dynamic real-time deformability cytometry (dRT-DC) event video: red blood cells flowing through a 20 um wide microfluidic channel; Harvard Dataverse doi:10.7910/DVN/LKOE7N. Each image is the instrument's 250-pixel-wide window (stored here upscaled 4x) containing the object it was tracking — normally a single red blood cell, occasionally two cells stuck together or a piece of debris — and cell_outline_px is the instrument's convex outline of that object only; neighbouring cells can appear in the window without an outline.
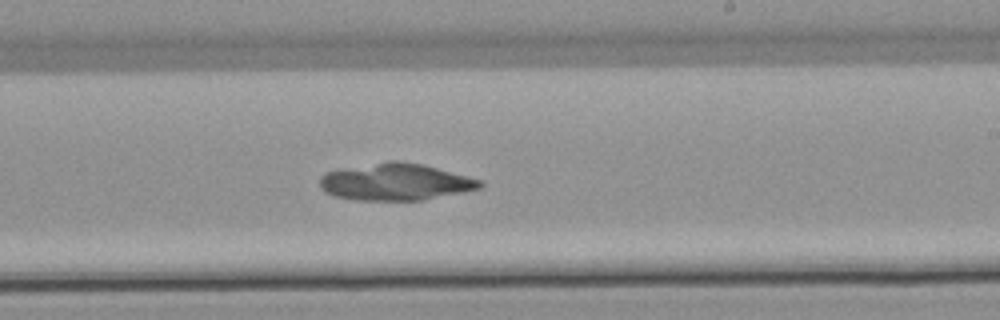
{"species": "common noctule bat (a hibernating species)", "species_latin": "Nyctalus noctula", "temperature_condition": "warm", "stored_images_in_passage": 32, "camera_frame_rate_fps": 3000, "um_per_image_px": 0.085, "animal": {"sex": "male", "body_mass_g": 21.5, "forearm_length_mm": 52.0}, "frame": {"image": 1, "passage_image": 15, "time_ms": 4.667, "image_size_px": [1000, 320], "cell_outline_px": [[484, 184], [480, 188], [464, 192], [424, 200], [356, 200], [332, 196], [324, 192], [320, 188], [320, 176], [324, 172], [340, 168], [388, 160], [400, 160], [424, 164], [480, 180]], "centroid_in_image_um": [33.56, 15.45], "position_along_channel_um": 255.4, "area_um2": 34.91}}
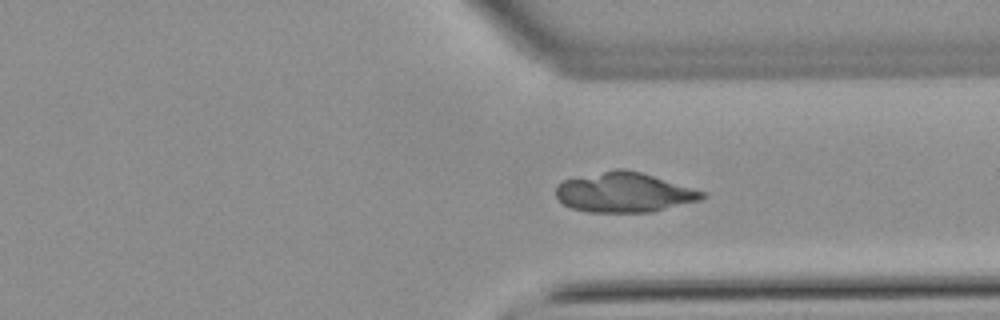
{"frame": {"image": 2, "passage_image": 23, "time_ms": 7.333, "image_size_px": [1000, 320], "cell_outline_px": [[708, 196], [700, 200], [652, 212], [588, 212], [572, 208], [564, 204], [556, 196], [556, 184], [564, 180], [616, 168], [624, 168], [640, 172], [704, 192]], "centroid_in_image_um": [53.03, 16.36], "position_along_channel_um": 358.4, "area_um2": 33.64}}
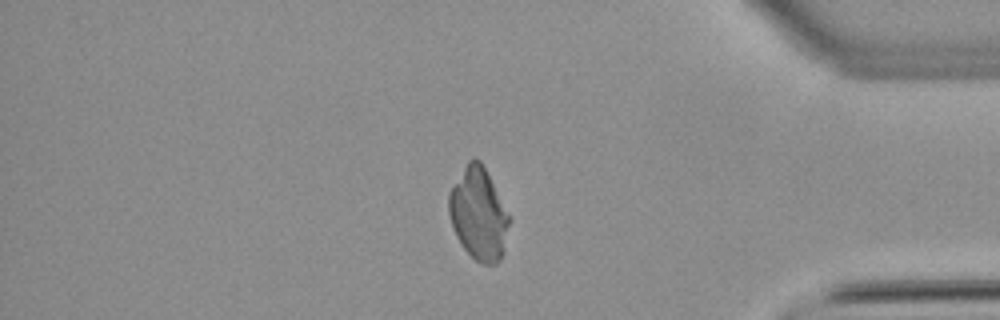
{"frame": {"image": 3, "passage_image": 28, "time_ms": 9.0, "image_size_px": [1000, 320], "cell_outline_px": [[512, 216], [504, 252], [500, 260], [496, 264], [484, 264], [476, 260], [464, 248], [456, 236], [452, 228], [448, 212], [448, 192], [468, 160], [472, 156], [480, 160]], "centroid_in_image_um": [40.7, 18.17], "position_along_channel_um": 394.5, "area_um2": 33.0}}